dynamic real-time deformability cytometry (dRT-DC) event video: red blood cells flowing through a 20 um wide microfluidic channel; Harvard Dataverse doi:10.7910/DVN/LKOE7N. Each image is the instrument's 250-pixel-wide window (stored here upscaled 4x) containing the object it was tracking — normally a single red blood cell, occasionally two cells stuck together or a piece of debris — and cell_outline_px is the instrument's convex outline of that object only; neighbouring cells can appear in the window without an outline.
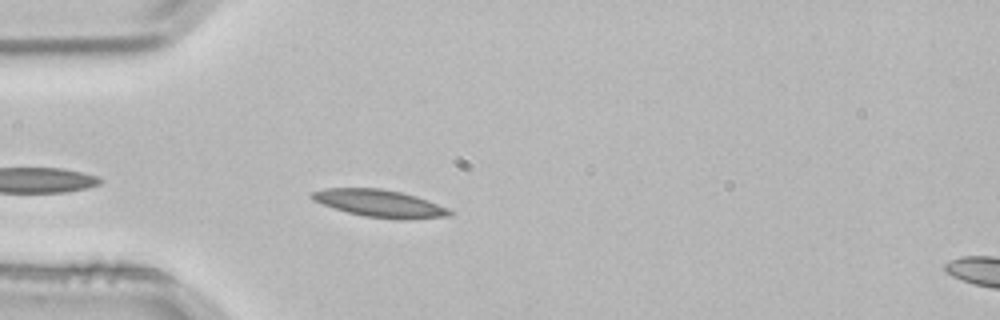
{"species": "common noctule bat (a hibernating species)", "species_latin": "Nyctalus noctula", "temperature_condition": "room temperature", "stored_images_in_passage": 3, "segment_of_instrument_passage": [1, 2], "camera_frame_rate_fps": 3000, "um_per_image_px": 0.085, "animal": {"sex": "male", "body_mass_g": 21.5, "forearm_length_mm": 52.0}, "frame": {"image": 1, "passage_image": 2, "time_ms": 0.333, "image_size_px": [1000, 320], "cell_outline_px": [[452, 216], [408, 220], [400, 220], [364, 216], [348, 212], [312, 200], [308, 196], [312, 192], [324, 188], [380, 188], [400, 192], [416, 196], [448, 208], [452, 212]], "centroid_in_image_um": [32.29, 17.3], "position_along_channel_um": 52.7, "area_um2": 21.96}}